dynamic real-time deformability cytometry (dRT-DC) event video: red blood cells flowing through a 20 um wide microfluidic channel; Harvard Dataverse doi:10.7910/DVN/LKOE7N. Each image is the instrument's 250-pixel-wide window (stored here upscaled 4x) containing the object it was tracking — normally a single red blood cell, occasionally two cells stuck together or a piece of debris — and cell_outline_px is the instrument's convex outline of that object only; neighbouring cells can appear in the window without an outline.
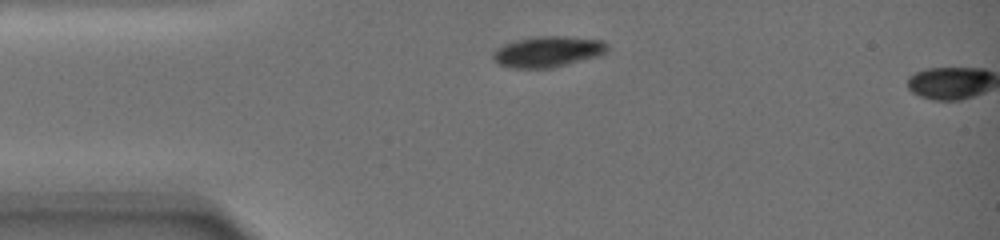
{"species": "common noctule bat (a hibernating species)", "species_latin": "Nyctalus noctula", "temperature_condition": "warm", "stored_images_in_passage": 6, "camera_frame_rate_fps": 3000, "um_per_image_px": 0.085, "animal": {"sex": "female", "body_mass_g": 19.0, "forearm_length_mm": 51.5}, "frame": {"image": 1, "passage_image": 1, "time_ms": 0.0, "image_size_px": [1000, 240], "cell_outline_px": [[608, 52], [600, 56], [556, 68], [508, 68], [496, 64], [492, 60], [492, 56], [500, 48], [508, 44], [520, 40], [548, 36], [556, 36], [600, 40], [608, 44]], "centroid_in_image_um": [46.63, 4.44], "position_along_channel_um": 38.4, "area_um2": 20.35}}